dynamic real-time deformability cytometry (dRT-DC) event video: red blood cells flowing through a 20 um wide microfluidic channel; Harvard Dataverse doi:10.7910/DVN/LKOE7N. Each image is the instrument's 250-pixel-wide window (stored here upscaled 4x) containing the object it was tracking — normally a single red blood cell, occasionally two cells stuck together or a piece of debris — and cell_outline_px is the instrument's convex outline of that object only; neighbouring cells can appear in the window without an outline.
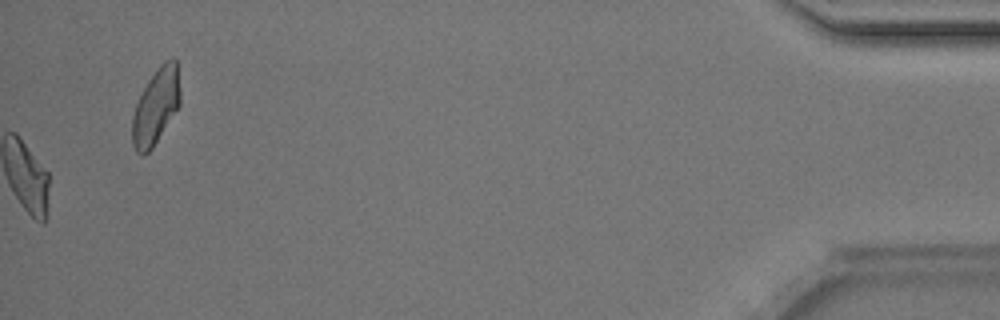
{"species": "Egyptian fruit bat (a non-hibernating species)", "species_latin": "Rousettus aegyptiacus", "temperature_condition": "room temperature", "stored_images_in_passage": 50, "camera_frame_rate_fps": 3000, "um_per_image_px": 0.085, "animal": {"sex": "male"}, "frame": {"image": 1, "passage_image": 50, "time_ms": 16.333, "image_size_px": [1000, 320], "cell_outline_px": [[180, 104], [152, 148], [144, 156], [140, 156], [136, 152], [132, 144], [132, 116], [136, 104], [148, 80], [156, 68], [164, 60], [176, 60], [180, 92]], "centroid_in_image_um": [13.23, 9.07], "position_along_channel_um": 422.0, "area_um2": 20.98}, "authors_computed_cell_mechanics": {"area_um2": 21.4438, "velocity_mm_per_s": 4.0863, "shape_relaxation_time_tau1_ms": 3.2289, "shape_relaxation_time_tau2_ms": 2.2571, "deformation_change_tau1": 0.1422, "deformation_change_tau2": 0.1009}}